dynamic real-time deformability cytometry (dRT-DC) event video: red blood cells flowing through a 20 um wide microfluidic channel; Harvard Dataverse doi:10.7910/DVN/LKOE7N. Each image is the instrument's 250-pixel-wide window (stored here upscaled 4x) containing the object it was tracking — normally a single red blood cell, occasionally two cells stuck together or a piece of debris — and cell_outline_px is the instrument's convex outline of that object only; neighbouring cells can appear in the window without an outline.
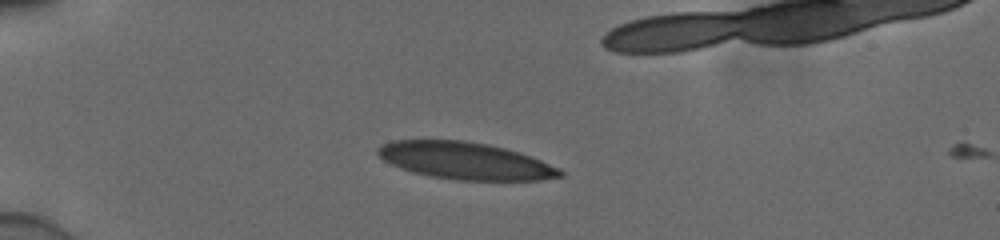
{"species": "human", "species_latin": "Homo sapiens", "temperature_condition": "cold", "stored_images_in_passage": 41, "camera_frame_rate_fps": 3000, "um_per_image_px": 0.085, "donor": {"sex": "male"}, "frame": {"image": 1, "passage_image": 1, "time_ms": 0.0, "image_size_px": [1000, 240], "cell_outline_px": [[564, 176], [540, 180], [456, 180], [432, 176], [412, 172], [400, 168], [384, 160], [376, 152], [376, 148], [392, 140], [464, 140], [488, 144], [520, 152], [560, 168], [564, 172]], "centroid_in_image_um": [39.56, 13.66], "position_along_channel_um": 45.4, "area_um2": 39.36}}
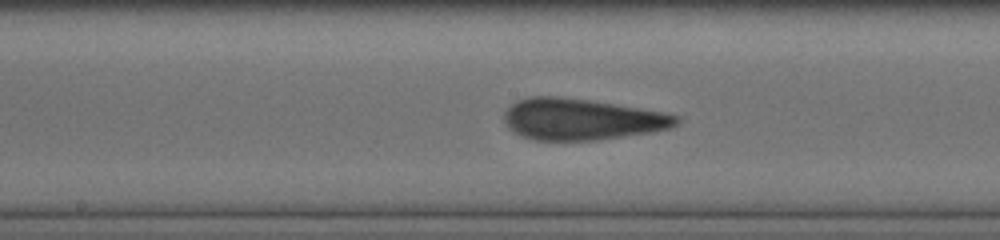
{"frame": {"image": 2, "passage_image": 16, "time_ms": 5.0, "image_size_px": [1000, 240], "cell_outline_px": [[680, 124], [668, 128], [652, 132], [600, 140], [536, 140], [524, 136], [508, 128], [504, 124], [504, 112], [516, 100], [532, 96], [560, 96], [588, 100], [640, 108], [664, 112], [680, 116]], "centroid_in_image_um": [49.45, 10.13], "position_along_channel_um": 198.7, "area_um2": 41.56}}
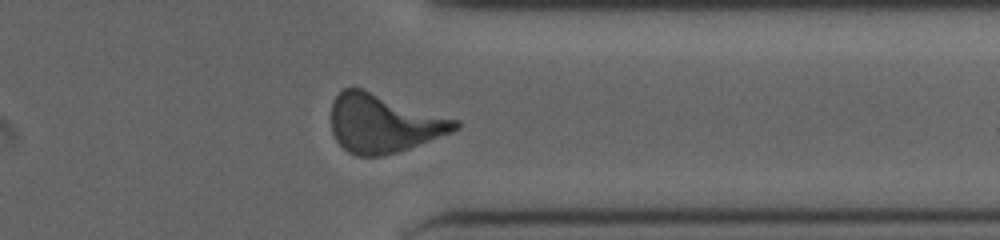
{"frame": {"image": 3, "passage_image": 30, "time_ms": 9.667, "image_size_px": [1000, 240], "cell_outline_px": [[460, 128], [452, 132], [400, 152], [380, 156], [356, 156], [348, 152], [336, 140], [332, 132], [332, 104], [336, 96], [344, 88], [364, 88], [460, 120]], "centroid_in_image_um": [32.64, 10.48], "position_along_channel_um": 378.8, "area_um2": 42.6}}